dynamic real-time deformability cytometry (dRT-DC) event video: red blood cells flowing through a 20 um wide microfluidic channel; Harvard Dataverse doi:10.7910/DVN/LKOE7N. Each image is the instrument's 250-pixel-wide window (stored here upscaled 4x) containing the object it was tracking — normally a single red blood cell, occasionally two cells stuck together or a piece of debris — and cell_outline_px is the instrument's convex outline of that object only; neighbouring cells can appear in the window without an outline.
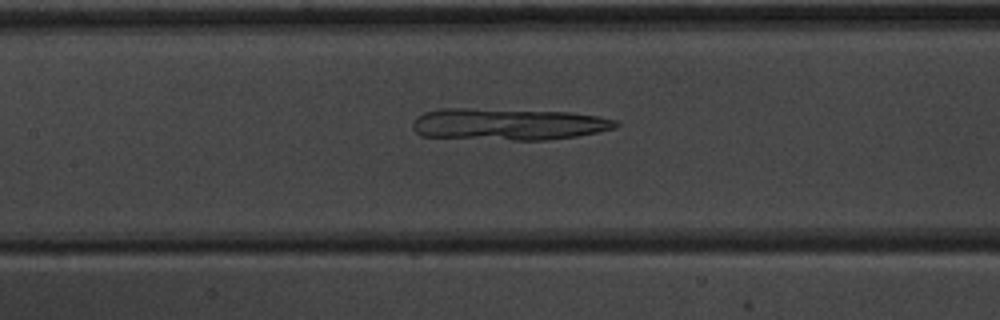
{"species": "common noctule bat (a hibernating species)", "species_latin": "Nyctalus noctula", "temperature_condition": "warm", "stored_images_in_passage": 51, "camera_frame_rate_fps": 3000, "um_per_image_px": 0.085, "animal": {"sex": "male", "body_mass_g": 20.1, "forearm_length_mm": 53.5}, "frame": {"image": 1, "passage_image": 24, "time_ms": 7.667, "image_size_px": [1000, 320], "cell_outline_px": [[620, 124], [616, 128], [600, 132], [576, 136], [544, 140], [512, 140], [420, 136], [412, 128], [412, 124], [416, 116], [424, 112], [440, 108], [468, 108], [572, 112], [600, 116], [616, 120]], "centroid_in_image_um": [43.21, 10.55], "position_along_channel_um": 164.2, "area_um2": 38.03}}
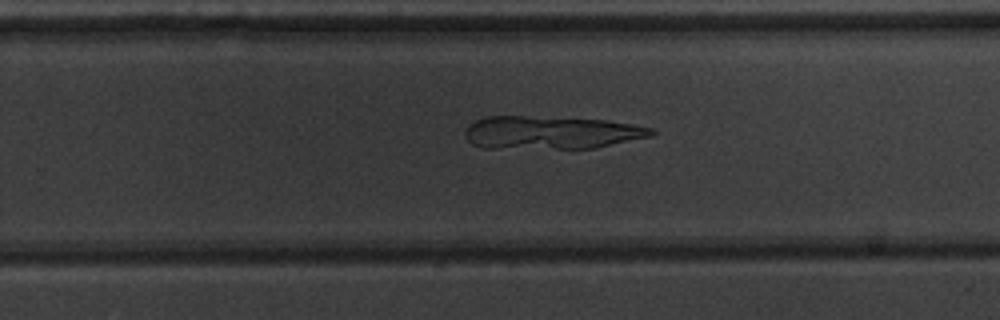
{"frame": {"image": 2, "passage_image": 33, "time_ms": 10.667, "image_size_px": [1000, 320], "cell_outline_px": [[656, 132], [652, 136], [596, 148], [480, 148], [472, 144], [468, 140], [464, 132], [468, 124], [476, 120], [488, 116], [524, 116], [608, 120], [632, 124], [652, 128]], "centroid_in_image_um": [46.83, 11.27], "position_along_channel_um": 283.0, "area_um2": 35.95}}
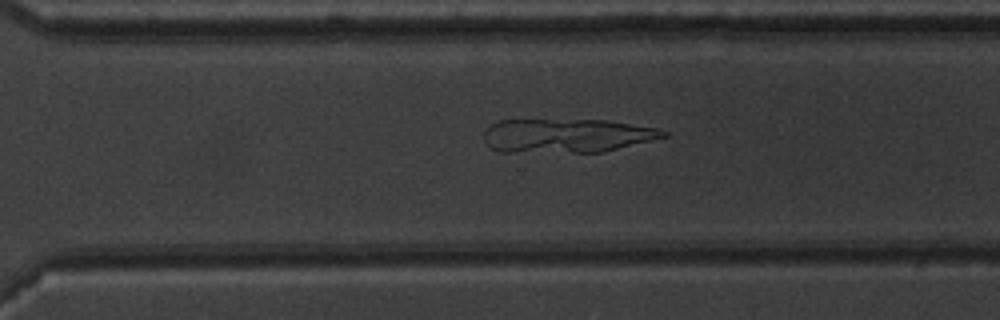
{"frame": {"image": 3, "passage_image": 36, "time_ms": 11.667, "image_size_px": [1000, 320], "cell_outline_px": [[668, 136], [604, 152], [500, 152], [488, 148], [484, 140], [484, 128], [500, 120], [604, 120], [656, 128], [668, 132]], "centroid_in_image_um": [48.11, 11.54], "position_along_channel_um": 322.5, "area_um2": 35.6}}